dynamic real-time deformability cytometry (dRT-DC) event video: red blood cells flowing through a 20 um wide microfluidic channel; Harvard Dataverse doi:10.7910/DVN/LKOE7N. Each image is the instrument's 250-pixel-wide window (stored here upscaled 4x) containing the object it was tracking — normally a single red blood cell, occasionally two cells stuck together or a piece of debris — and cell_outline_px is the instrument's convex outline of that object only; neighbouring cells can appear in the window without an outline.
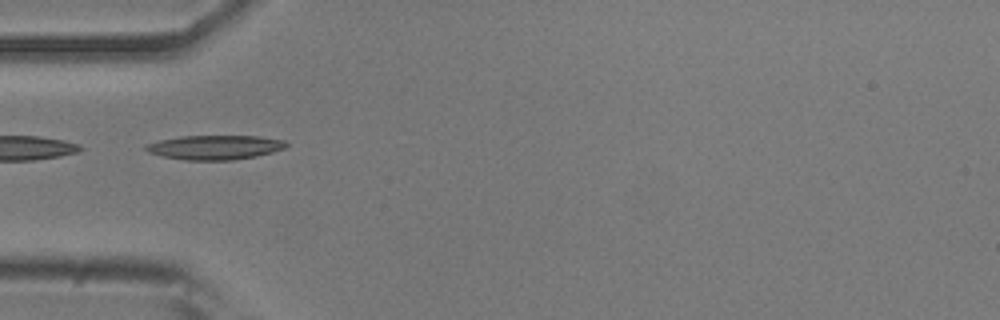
{"species": "common noctule bat (a hibernating species)", "species_latin": "Nyctalus noctula", "temperature_condition": "room temperature", "stored_images_in_passage": 10, "camera_frame_rate_fps": 3000, "um_per_image_px": 0.085, "animal": {"sex": "male", "body_mass_g": 20.5, "forearm_length_mm": 52.5}, "frame": {"image": 1, "passage_image": 2, "time_ms": 0.333, "image_size_px": [1000, 320], "cell_outline_px": [[288, 144], [284, 148], [272, 152], [256, 156], [232, 160], [184, 160], [164, 156], [148, 152], [144, 148], [148, 144], [160, 140], [180, 136], [260, 136], [284, 140]], "centroid_in_image_um": [18.28, 12.52], "position_along_channel_um": 66.7, "area_um2": 19.77}}